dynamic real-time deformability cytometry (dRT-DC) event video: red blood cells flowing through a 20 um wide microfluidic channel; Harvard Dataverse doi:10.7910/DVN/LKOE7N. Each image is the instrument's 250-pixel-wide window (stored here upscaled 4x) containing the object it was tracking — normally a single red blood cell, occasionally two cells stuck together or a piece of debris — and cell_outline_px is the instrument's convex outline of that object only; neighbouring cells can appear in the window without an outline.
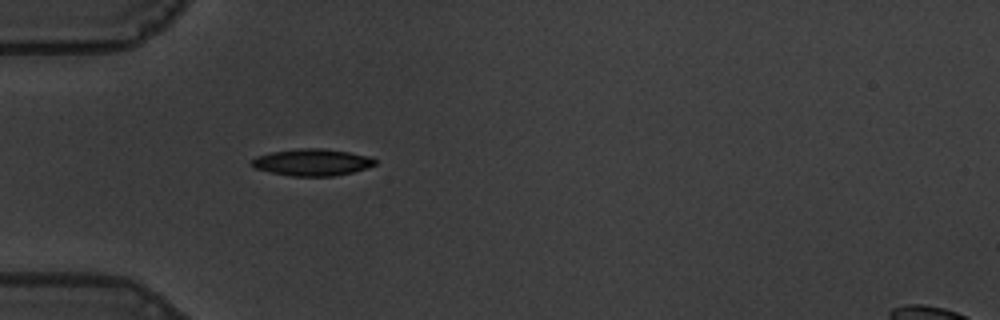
{"species": "common noctule bat (a hibernating species)", "species_latin": "Nyctalus noctula", "temperature_condition": "warm", "stored_images_in_passage": 40, "camera_frame_rate_fps": 3000, "um_per_image_px": 0.085, "animal": {"sex": "male", "body_mass_g": 19.5, "forearm_length_mm": 54.6}, "frame": {"image": 1, "passage_image": 1, "time_ms": 0.0, "image_size_px": [1000, 320], "cell_outline_px": [[376, 164], [352, 172], [332, 176], [288, 176], [256, 168], [248, 164], [248, 160], [256, 156], [272, 152], [300, 148], [320, 148], [348, 152], [372, 156], [376, 160]], "centroid_in_image_um": [26.49, 13.79], "position_along_channel_um": 58.5, "area_um2": 19.31}}
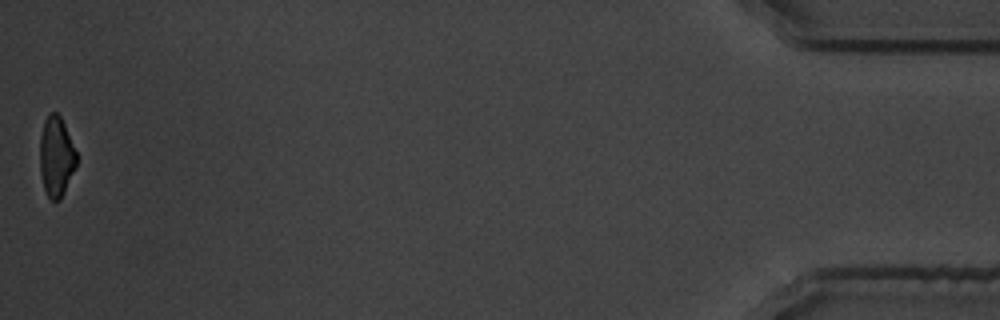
{"frame": {"image": 2, "passage_image": 40, "time_ms": 13.0, "image_size_px": [1000, 320], "cell_outline_px": [[76, 164], [64, 192], [60, 200], [52, 200], [48, 196], [44, 188], [40, 172], [40, 136], [44, 120], [48, 112], [56, 112], [60, 116], [64, 124], [76, 152]], "centroid_in_image_um": [4.76, 13.28], "position_along_channel_um": 430.4, "area_um2": 16.88}, "authors_computed_cell_mechanics": {"area_um2": 19.074, "velocity_mm_per_s": 3.5925, "shape_relaxation_time_tau1_ms": 4.2495, "shape_relaxation_time_tau2_ms": 2.7156, "deformation_change_tau1": 0.1825, "deformation_change_tau2": 0.0766}}